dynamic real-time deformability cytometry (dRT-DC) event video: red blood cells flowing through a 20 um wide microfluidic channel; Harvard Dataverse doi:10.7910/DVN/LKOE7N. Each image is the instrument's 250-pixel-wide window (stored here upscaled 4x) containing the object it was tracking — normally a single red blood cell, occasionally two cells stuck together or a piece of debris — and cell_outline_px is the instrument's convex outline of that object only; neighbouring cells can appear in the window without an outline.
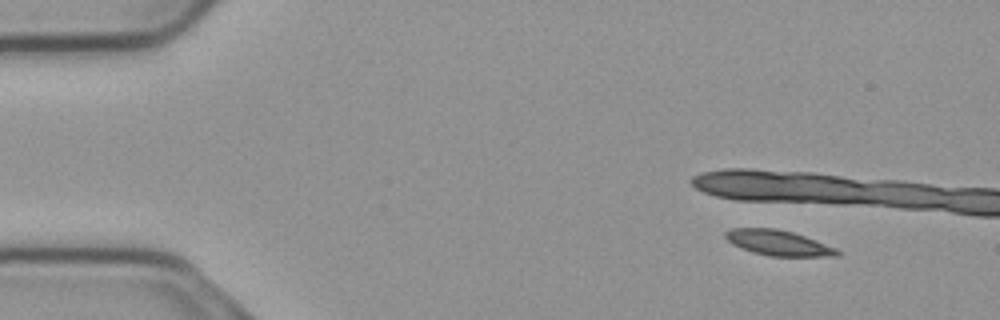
{"species": "common noctule bat (a hibernating species)", "species_latin": "Nyctalus noctula", "temperature_condition": "cold", "stored_images_in_passage": 6, "camera_frame_rate_fps": 3000, "um_per_image_px": 0.085, "animal": {"sex": "male", "body_mass_g": 23.1, "forearm_length_mm": 52.7}, "frame": {"image": 1, "passage_image": 1, "time_ms": 0.0, "image_size_px": [1000, 320], "cell_outline_px": [[840, 256], [772, 256], [752, 252], [740, 248], [732, 244], [724, 236], [724, 232], [732, 228], [776, 228], [792, 232], [804, 236], [836, 248], [840, 252]], "centroid_in_image_um": [66.13, 20.64], "position_along_channel_um": 18.9, "area_um2": 16.42}}